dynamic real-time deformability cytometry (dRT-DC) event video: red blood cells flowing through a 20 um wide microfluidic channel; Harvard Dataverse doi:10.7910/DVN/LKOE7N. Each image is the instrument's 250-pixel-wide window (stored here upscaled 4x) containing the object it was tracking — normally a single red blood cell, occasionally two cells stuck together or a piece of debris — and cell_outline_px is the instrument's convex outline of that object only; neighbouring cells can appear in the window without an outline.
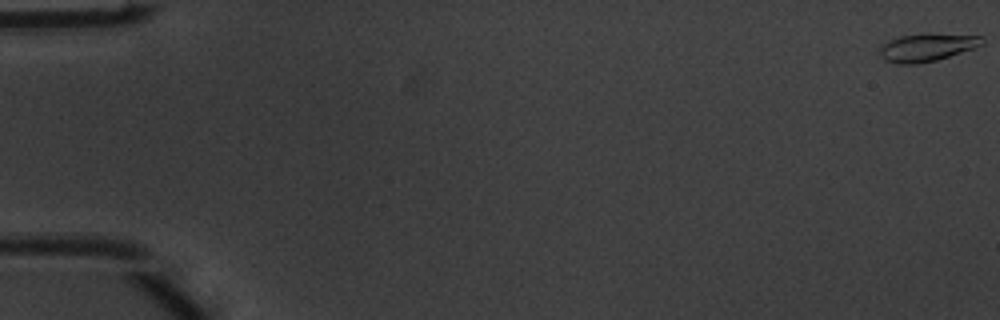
{"species": "common noctule bat (a hibernating species)", "species_latin": "Nyctalus noctula", "temperature_condition": "warm", "stored_images_in_passage": 18, "camera_frame_rate_fps": 3000, "um_per_image_px": 0.085, "animal": {"sex": "male", "body_mass_g": 20.1, "forearm_length_mm": 53.5}, "frame": {"image": 1, "passage_image": 1, "time_ms": 0.0, "image_size_px": [1000, 320], "cell_outline_px": [[984, 44], [976, 48], [936, 60], [916, 64], [900, 64], [884, 60], [880, 56], [880, 48], [884, 44], [900, 36], [928, 32], [984, 36]], "centroid_in_image_um": [78.86, 4.0], "position_along_channel_um": 6.1, "area_um2": 16.88}}
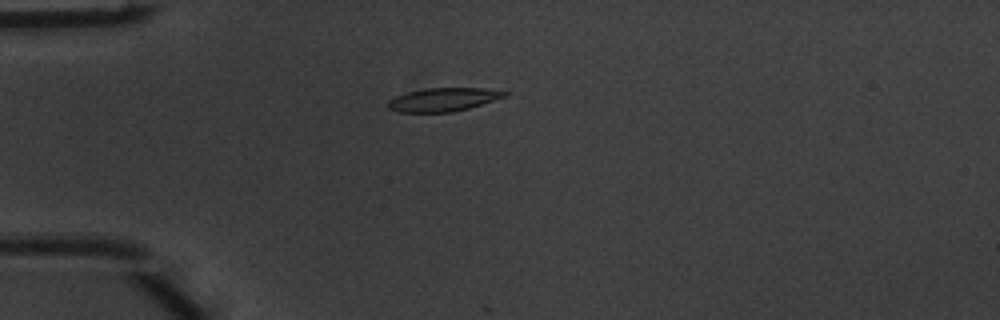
{"frame": {"image": 2, "passage_image": 15, "time_ms": 4.667, "image_size_px": [1000, 320], "cell_outline_px": [[508, 96], [468, 108], [452, 112], [396, 112], [388, 108], [388, 100], [396, 96], [408, 92], [424, 88], [480, 88], [508, 92]], "centroid_in_image_um": [37.65, 8.46], "position_along_channel_um": 47.3, "area_um2": 15.84}}